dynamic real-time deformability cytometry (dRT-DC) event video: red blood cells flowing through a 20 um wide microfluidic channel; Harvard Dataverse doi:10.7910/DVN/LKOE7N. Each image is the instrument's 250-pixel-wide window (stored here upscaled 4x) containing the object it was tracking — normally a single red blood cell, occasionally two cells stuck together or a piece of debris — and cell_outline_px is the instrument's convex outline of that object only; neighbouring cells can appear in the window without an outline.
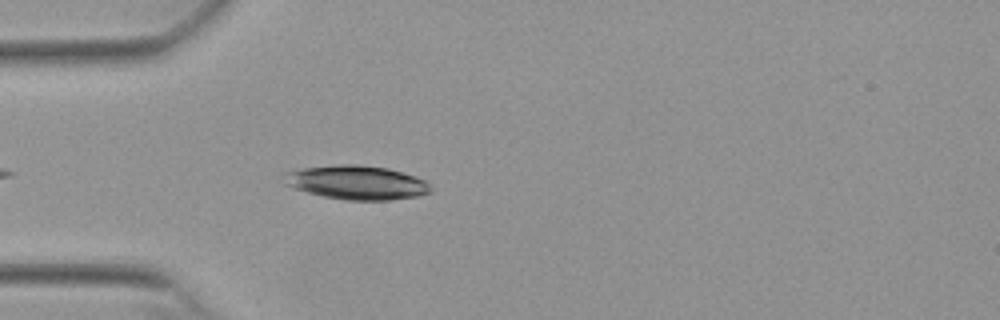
{"species": "Egyptian fruit bat (a non-hibernating species)", "species_latin": "Rousettus aegyptiacus", "temperature_condition": "warm", "stored_images_in_passage": 21, "camera_frame_rate_fps": 3000, "um_per_image_px": 0.085, "animal": {"sex": "female"}, "frame": {"image": 1, "passage_image": 4, "time_ms": 1.0, "image_size_px": [1000, 320], "cell_outline_px": [[432, 192], [416, 196], [388, 200], [348, 200], [324, 196], [308, 192], [284, 184], [284, 172], [304, 168], [340, 164], [360, 164], [388, 168], [424, 180], [432, 188]], "centroid_in_image_um": [30.31, 15.51], "position_along_channel_um": 54.7, "area_um2": 28.73}}